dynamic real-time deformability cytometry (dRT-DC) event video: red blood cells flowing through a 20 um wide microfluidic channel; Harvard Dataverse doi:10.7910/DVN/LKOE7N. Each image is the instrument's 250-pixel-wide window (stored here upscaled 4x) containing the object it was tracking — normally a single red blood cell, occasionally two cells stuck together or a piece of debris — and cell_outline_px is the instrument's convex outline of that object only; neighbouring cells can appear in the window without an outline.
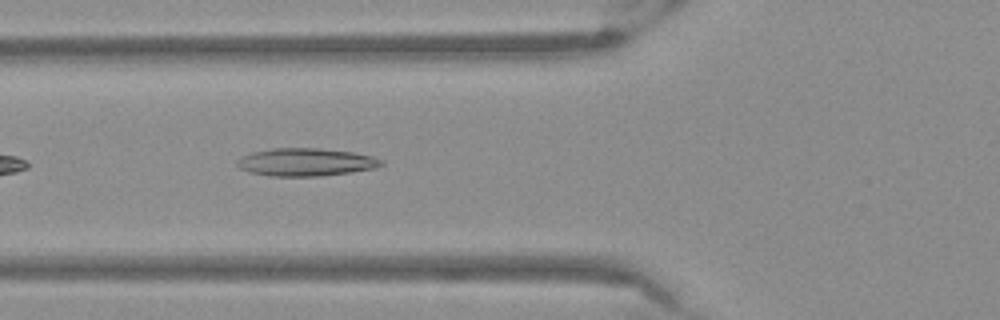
{"species": "Egyptian fruit bat (a non-hibernating species)", "species_latin": "Rousettus aegyptiacus", "temperature_condition": "warm", "stored_images_in_passage": 22, "camera_frame_rate_fps": 3000, "um_per_image_px": 0.085, "frame": {"image": 1, "passage_image": 5, "time_ms": 1.333, "image_size_px": [1000, 320], "cell_outline_px": [[384, 164], [376, 168], [320, 176], [268, 176], [248, 172], [240, 168], [236, 164], [236, 160], [252, 152], [272, 148], [320, 148], [352, 152], [372, 156], [384, 160]], "centroid_in_image_um": [25.99, 13.78], "position_along_channel_um": 99.8, "area_um2": 23.41}}
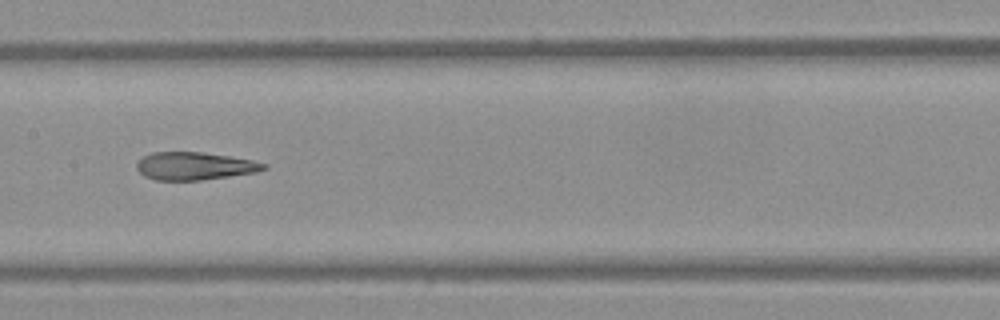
{"frame": {"image": 2, "passage_image": 12, "time_ms": 3.667, "image_size_px": [1000, 320], "cell_outline_px": [[268, 168], [256, 172], [200, 180], [156, 180], [144, 176], [136, 168], [136, 164], [144, 156], [152, 152], [200, 152], [228, 156], [252, 160], [268, 164]], "centroid_in_image_um": [16.54, 14.11], "position_along_channel_um": 190.9, "area_um2": 20.4}}
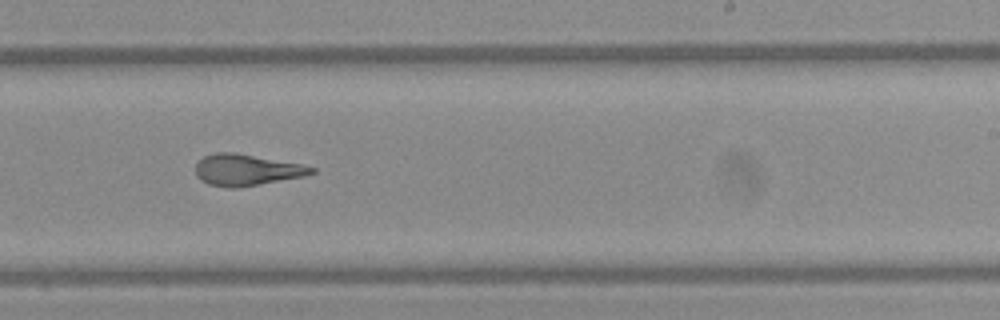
{"frame": {"image": 3, "passage_image": 18, "time_ms": 5.667, "image_size_px": [1000, 320], "cell_outline_px": [[316, 172], [304, 176], [236, 188], [228, 188], [208, 184], [200, 180], [196, 176], [196, 164], [204, 156], [216, 152], [236, 152], [300, 164], [316, 168]], "centroid_in_image_um": [20.93, 14.44], "position_along_channel_um": 268.1, "area_um2": 21.1}}